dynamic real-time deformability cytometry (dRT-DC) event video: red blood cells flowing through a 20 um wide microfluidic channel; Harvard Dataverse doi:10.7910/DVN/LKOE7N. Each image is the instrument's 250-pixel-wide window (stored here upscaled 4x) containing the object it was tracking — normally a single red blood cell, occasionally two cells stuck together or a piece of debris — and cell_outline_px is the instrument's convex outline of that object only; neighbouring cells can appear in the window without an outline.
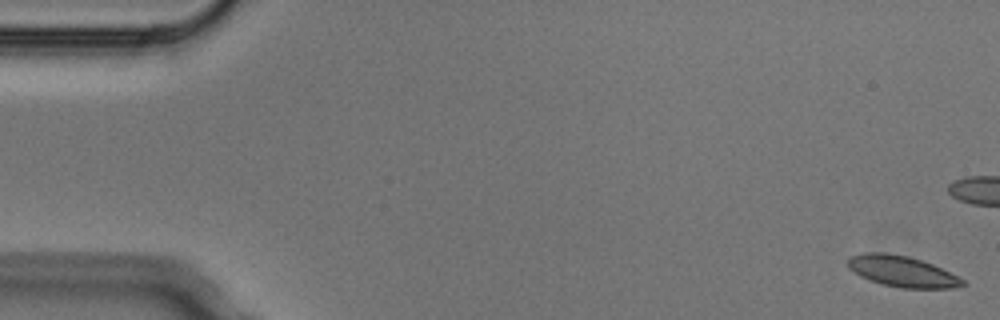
{"species": "Egyptian fruit bat (a non-hibernating species)", "species_latin": "Rousettus aegyptiacus", "temperature_condition": "cold", "stored_images_in_passage": 6, "camera_frame_rate_fps": 3000, "um_per_image_px": 0.085, "animal": {"sex": "male"}, "frame": {"image": 1, "passage_image": 1, "time_ms": 0.0, "image_size_px": [1000, 320], "cell_outline_px": [[968, 284], [952, 288], [900, 288], [880, 284], [868, 280], [860, 276], [848, 268], [848, 260], [852, 256], [864, 252], [888, 252], [908, 256], [932, 264], [964, 280]], "centroid_in_image_um": [76.64, 23.07], "position_along_channel_um": 8.4, "area_um2": 20.69}}